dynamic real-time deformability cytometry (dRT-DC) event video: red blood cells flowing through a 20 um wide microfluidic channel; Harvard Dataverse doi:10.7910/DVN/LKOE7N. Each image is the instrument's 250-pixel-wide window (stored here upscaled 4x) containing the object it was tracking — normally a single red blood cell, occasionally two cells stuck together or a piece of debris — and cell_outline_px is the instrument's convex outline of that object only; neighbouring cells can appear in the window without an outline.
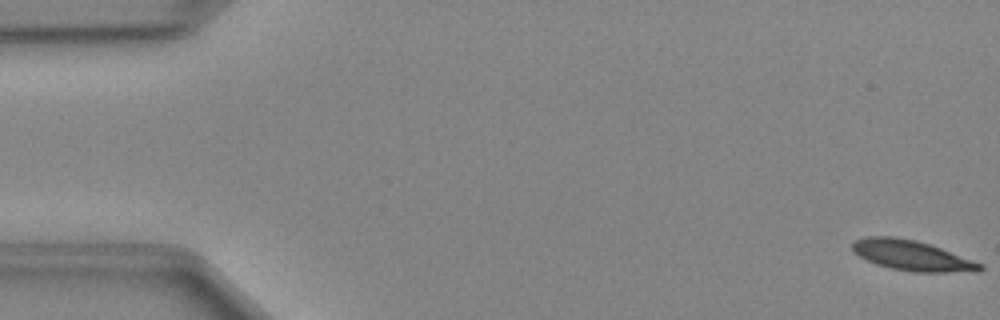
{"species": "Egyptian fruit bat (a non-hibernating species)", "species_latin": "Rousettus aegyptiacus", "temperature_condition": "cold", "stored_images_in_passage": 4, "camera_frame_rate_fps": 3000, "um_per_image_px": 0.085, "animal": {"sex": "female"}, "frame": {"image": 1, "passage_image": 1, "time_ms": 0.0, "image_size_px": [1000, 320], "cell_outline_px": [[984, 268], [980, 272], [912, 272], [892, 268], [876, 264], [852, 252], [852, 244], [856, 240], [864, 236], [896, 236], [916, 240], [940, 248], [984, 264]], "centroid_in_image_um": [77.53, 21.72], "position_along_channel_um": 7.5, "area_um2": 22.54}}